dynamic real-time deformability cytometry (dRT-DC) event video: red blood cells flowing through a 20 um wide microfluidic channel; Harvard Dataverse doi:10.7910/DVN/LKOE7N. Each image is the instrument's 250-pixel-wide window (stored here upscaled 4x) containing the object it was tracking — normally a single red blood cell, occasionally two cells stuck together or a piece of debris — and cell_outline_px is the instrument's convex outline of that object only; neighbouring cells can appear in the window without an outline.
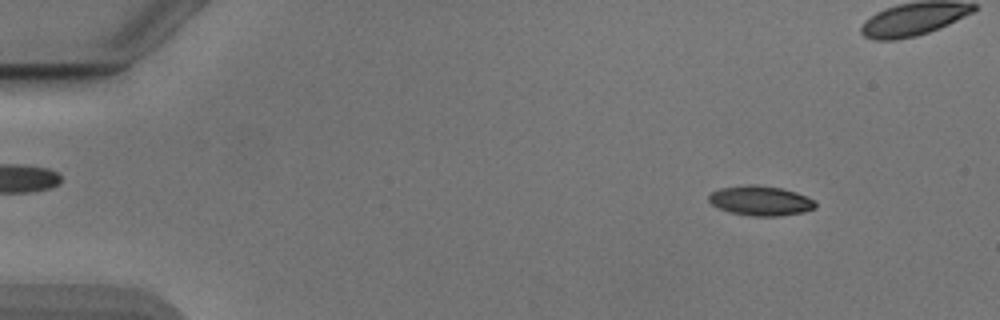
{"species": "Egyptian fruit bat (a non-hibernating species)", "species_latin": "Rousettus aegyptiacus", "temperature_condition": "cold", "stored_images_in_passage": 16, "camera_frame_rate_fps": 3000, "um_per_image_px": 0.085, "animal": {"sex": "male"}, "frame": {"image": 1, "passage_image": 7, "time_ms": 2.0, "image_size_px": [1000, 320], "cell_outline_px": [[816, 208], [804, 212], [780, 216], [752, 216], [732, 212], [720, 208], [712, 204], [708, 200], [708, 196], [712, 192], [720, 188], [748, 184], [756, 184], [780, 188], [796, 192], [816, 200]], "centroid_in_image_um": [64.68, 17.05], "position_along_channel_um": 20.3, "area_um2": 18.5}}